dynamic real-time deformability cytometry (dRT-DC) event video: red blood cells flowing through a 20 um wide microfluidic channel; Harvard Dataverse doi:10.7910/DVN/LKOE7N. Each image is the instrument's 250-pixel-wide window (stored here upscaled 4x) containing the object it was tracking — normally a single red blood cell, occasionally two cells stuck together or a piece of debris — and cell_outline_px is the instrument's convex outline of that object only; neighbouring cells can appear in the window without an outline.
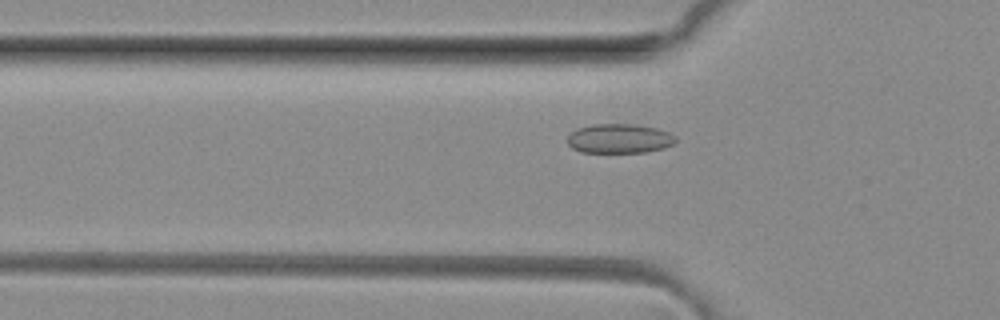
{"species": "common noctule bat (a hibernating species)", "species_latin": "Nyctalus noctula", "temperature_condition": "room temperature", "stored_images_in_passage": 50, "camera_frame_rate_fps": 3000, "um_per_image_px": 0.085, "animal": {"sex": "female", "body_mass_g": 29.2, "forearm_length_mm": 56.3}, "frame": {"image": 1, "passage_image": 16, "time_ms": 5.0, "image_size_px": [1000, 320], "cell_outline_px": [[676, 140], [672, 144], [664, 148], [644, 152], [580, 152], [572, 148], [568, 144], [568, 136], [576, 128], [592, 124], [636, 124], [656, 128], [668, 132], [676, 136]], "centroid_in_image_um": [52.63, 11.77], "position_along_channel_um": 73.2, "area_um2": 18.55}}
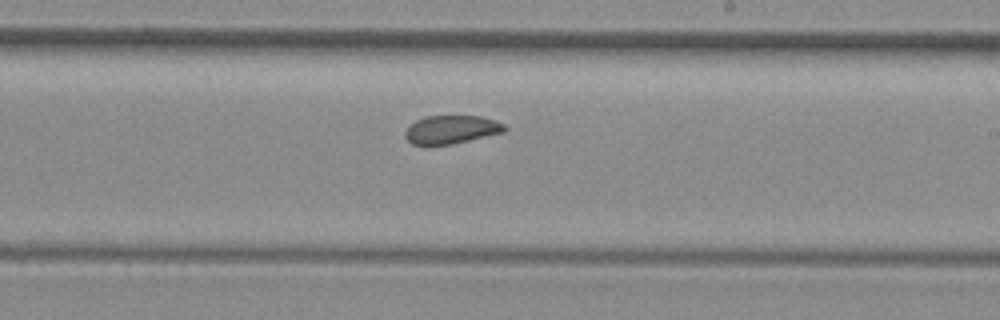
{"frame": {"image": 2, "passage_image": 29, "time_ms": 9.333, "image_size_px": [1000, 320], "cell_outline_px": [[508, 128], [504, 132], [452, 144], [412, 144], [404, 136], [404, 132], [416, 120], [424, 116], [480, 116], [496, 120], [504, 124]], "centroid_in_image_um": [38.39, 11.0], "position_along_channel_um": 250.6, "area_um2": 16.3}}
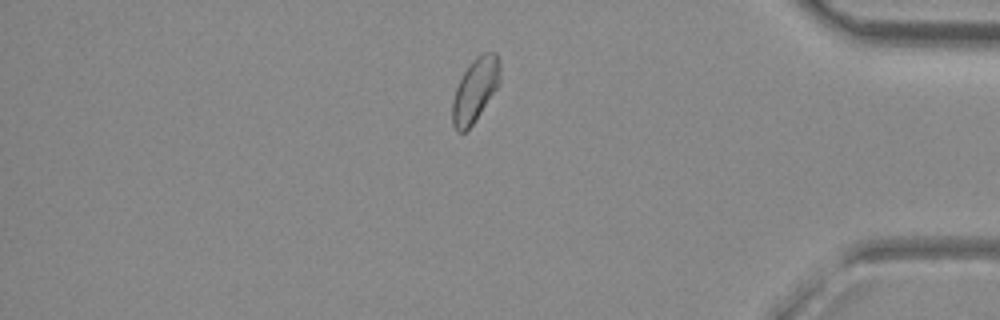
{"frame": {"image": 3, "passage_image": 42, "time_ms": 13.667, "image_size_px": [1000, 320], "cell_outline_px": [[500, 84], [472, 124], [464, 132], [456, 132], [452, 124], [452, 100], [456, 88], [464, 72], [472, 60], [476, 56], [484, 52], [496, 52], [500, 60]], "centroid_in_image_um": [40.39, 7.62], "position_along_channel_um": 394.8, "area_um2": 17.69}, "authors_computed_cell_mechanics": {"area_um2": 17.9469, "velocity_mm_per_s": 4.0932, "shape_relaxation_time_tau1_ms": null, "shape_relaxation_time_tau2_ms": 1.1451, "deformation_change_tau1": null, "deformation_change_tau2": 0.0394}}